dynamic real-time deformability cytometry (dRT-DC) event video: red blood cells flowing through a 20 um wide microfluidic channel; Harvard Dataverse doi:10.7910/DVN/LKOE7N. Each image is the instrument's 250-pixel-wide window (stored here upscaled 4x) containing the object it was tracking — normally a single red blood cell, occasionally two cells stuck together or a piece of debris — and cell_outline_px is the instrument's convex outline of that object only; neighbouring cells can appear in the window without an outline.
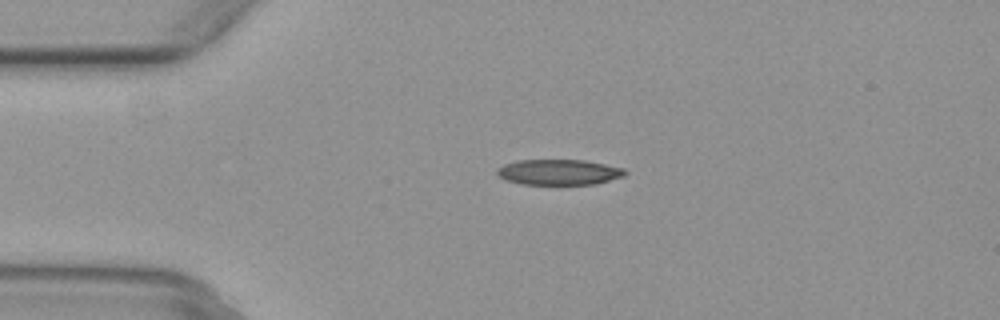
{"species": "common noctule bat (a hibernating species)", "species_latin": "Nyctalus noctula", "temperature_condition": "warm", "stored_images_in_passage": 6, "camera_frame_rate_fps": 3000, "um_per_image_px": 0.085, "animal": {"sex": "female", "body_mass_g": 29.2, "forearm_length_mm": 56.3}, "frame": {"image": 1, "passage_image": 3, "time_ms": 0.667, "image_size_px": [1000, 320], "cell_outline_px": [[628, 172], [624, 176], [596, 184], [520, 184], [504, 180], [496, 172], [496, 168], [504, 164], [516, 160], [584, 160], [624, 168]], "centroid_in_image_um": [47.49, 14.63], "position_along_channel_um": 37.5, "area_um2": 19.13}}
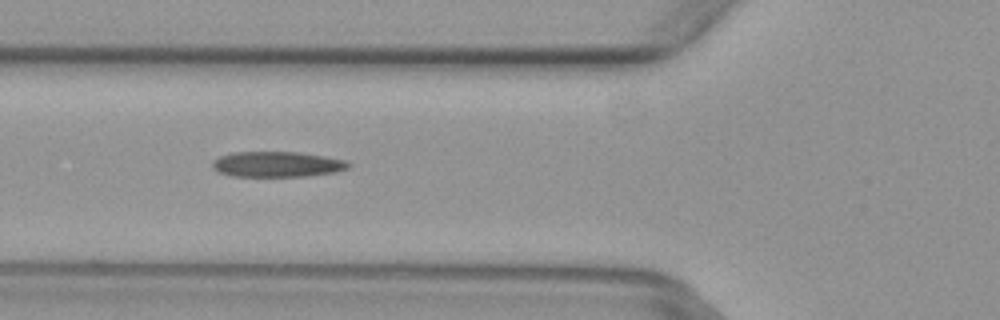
{"frame": {"image": 2, "passage_image": 5, "time_ms": 1.333, "image_size_px": [1000, 320], "cell_outline_px": [[352, 164], [348, 168], [336, 172], [304, 176], [232, 176], [220, 172], [212, 168], [212, 160], [220, 156], [232, 152], [300, 152], [348, 160]], "centroid_in_image_um": [23.58, 13.95], "position_along_channel_um": 102.2, "area_um2": 20.29}}